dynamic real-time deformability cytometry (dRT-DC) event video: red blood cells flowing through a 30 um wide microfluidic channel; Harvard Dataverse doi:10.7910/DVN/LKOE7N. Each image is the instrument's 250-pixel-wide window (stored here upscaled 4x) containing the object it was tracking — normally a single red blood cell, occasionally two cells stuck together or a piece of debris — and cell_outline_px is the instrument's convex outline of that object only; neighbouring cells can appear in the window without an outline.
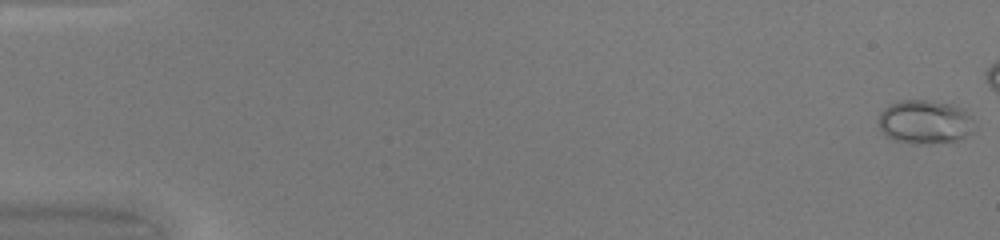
{"species": "common noctule bat (a hibernating species)", "species_latin": "Nyctalus noctula", "temperature_condition": "warm", "stored_images_in_passage": 35, "camera_frame_rate_fps": 3000, "um_per_image_px": 0.085, "animal": {"sex": "female", "body_mass_g": 20.0, "forearm_length_mm": 54.0}, "frame": {"image": 1, "passage_image": 1, "time_ms": 0.0, "image_size_px": [1000, 240], "cell_outline_px": [[972, 132], [968, 136], [956, 140], [920, 144], [912, 144], [892, 140], [880, 128], [880, 112], [884, 108], [900, 100], [928, 100], [956, 104], [964, 108], [972, 116]], "centroid_in_image_um": [78.65, 10.35], "position_along_channel_um": 6.4, "area_um2": 24.57}}
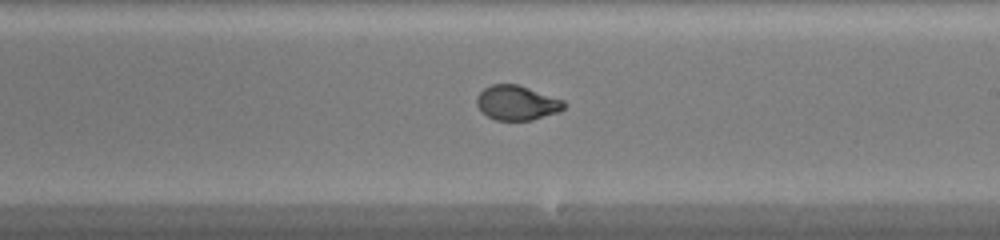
{"frame": {"image": 2, "passage_image": 30, "time_ms": 9.667, "image_size_px": [1000, 240], "cell_outline_px": [[568, 104], [560, 112], [532, 120], [496, 120], [480, 112], [476, 104], [476, 96], [484, 88], [492, 84], [516, 84], [564, 100]], "centroid_in_image_um": [43.93, 8.75], "position_along_channel_um": 245.1, "area_um2": 17.74}}
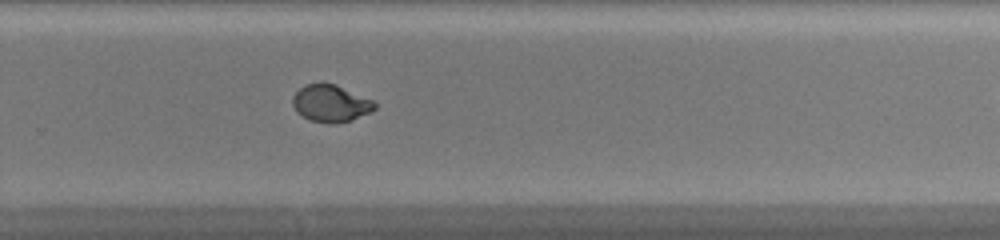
{"frame": {"image": 3, "passage_image": 34, "time_ms": 11.0, "image_size_px": [1000, 240], "cell_outline_px": [[376, 108], [352, 120], [336, 124], [332, 124], [308, 120], [296, 112], [292, 104], [292, 96], [304, 84], [336, 84], [372, 100], [376, 104]], "centroid_in_image_um": [28.07, 8.8], "position_along_channel_um": 301.7, "area_um2": 17.69}}